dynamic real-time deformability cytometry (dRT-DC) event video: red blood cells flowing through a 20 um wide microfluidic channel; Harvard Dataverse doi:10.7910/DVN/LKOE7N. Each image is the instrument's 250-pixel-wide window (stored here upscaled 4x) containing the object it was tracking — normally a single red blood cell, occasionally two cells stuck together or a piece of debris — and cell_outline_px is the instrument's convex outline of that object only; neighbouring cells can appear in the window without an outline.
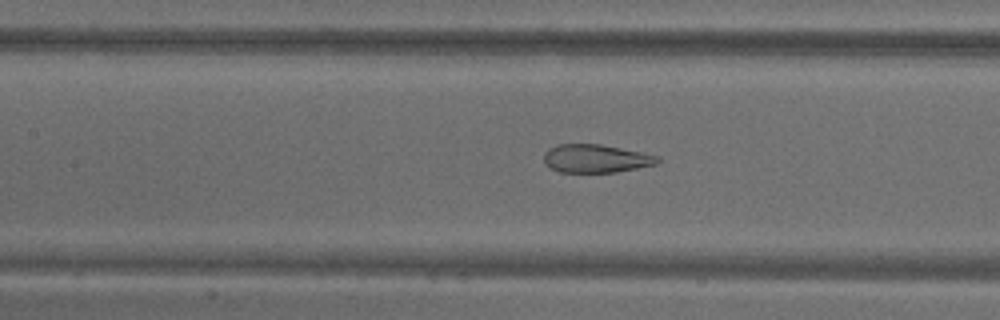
{"species": "common noctule bat (a hibernating species)", "species_latin": "Nyctalus noctula", "temperature_condition": "warm", "stored_images_in_passage": 69, "camera_frame_rate_fps": 3000, "um_per_image_px": 0.085, "animal": {"sex": "male", "body_mass_g": 18.8}, "frame": {"image": 1, "passage_image": 32, "time_ms": 10.333, "image_size_px": [1000, 320], "cell_outline_px": [[660, 160], [656, 164], [616, 172], [560, 172], [548, 168], [544, 164], [544, 152], [548, 148], [556, 144], [600, 144], [660, 156]], "centroid_in_image_um": [50.59, 13.47], "position_along_channel_um": 156.8, "area_um2": 18.79}}
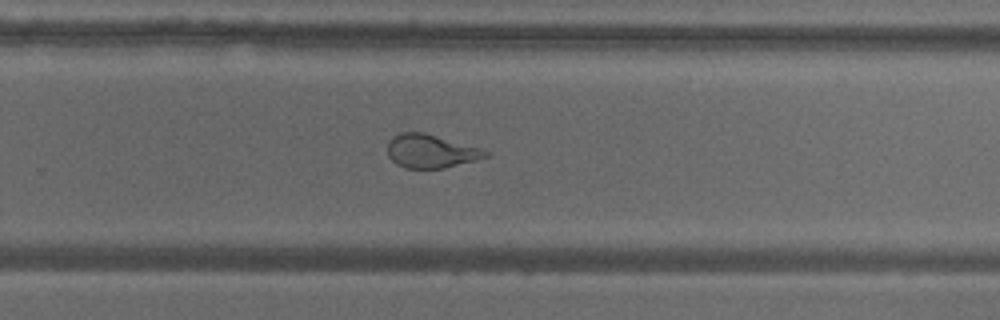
{"frame": {"image": 2, "passage_image": 46, "time_ms": 15.0, "image_size_px": [1000, 320], "cell_outline_px": [[488, 156], [476, 160], [444, 168], [404, 168], [396, 164], [388, 156], [388, 140], [400, 132], [424, 132], [480, 148], [488, 152]], "centroid_in_image_um": [36.58, 12.85], "position_along_channel_um": 293.2, "area_um2": 19.02}}
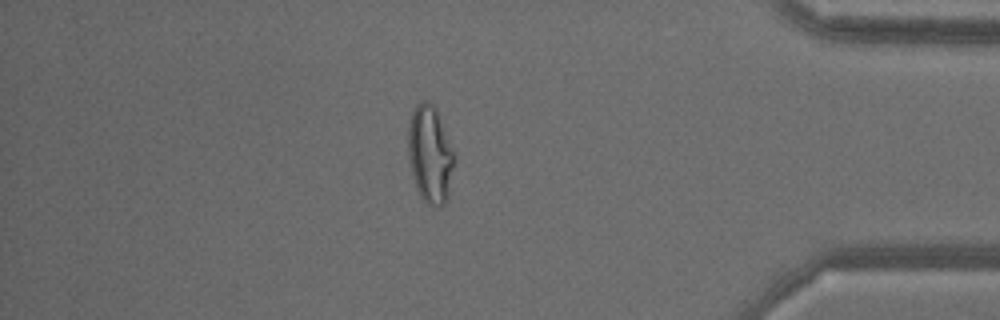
{"frame": {"image": 3, "passage_image": 60, "time_ms": 19.667, "image_size_px": [1000, 320], "cell_outline_px": [[456, 156], [444, 204], [440, 208], [436, 208], [428, 204], [420, 196], [416, 188], [412, 176], [408, 156], [408, 124], [412, 112], [416, 104], [420, 100], [428, 100], [436, 108], [456, 152]], "centroid_in_image_um": [36.55, 13.07], "position_along_channel_um": 398.6, "area_um2": 26.59}}